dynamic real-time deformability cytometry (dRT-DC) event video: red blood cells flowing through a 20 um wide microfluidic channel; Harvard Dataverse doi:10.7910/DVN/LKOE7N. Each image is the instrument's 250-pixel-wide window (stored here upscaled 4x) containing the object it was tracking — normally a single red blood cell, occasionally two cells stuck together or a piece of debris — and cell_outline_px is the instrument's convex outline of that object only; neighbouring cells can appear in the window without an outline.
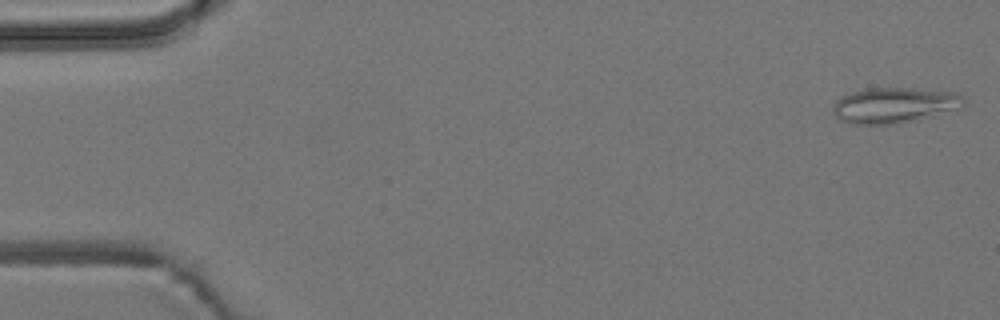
{"species": "common noctule bat (a hibernating species)", "species_latin": "Nyctalus noctula", "temperature_condition": "room temperature", "stored_images_in_passage": 5, "camera_frame_rate_fps": 3000, "um_per_image_px": 0.085, "animal": {"sex": "male", "body_mass_g": 19.2, "forearm_length_mm": 51.8}, "frame": {"image": 1, "passage_image": 1, "time_ms": 0.0, "image_size_px": [1000, 320], "cell_outline_px": [[964, 104], [960, 108], [896, 124], [852, 124], [840, 120], [836, 116], [832, 108], [836, 100], [852, 92], [868, 88], [912, 88], [956, 92], [964, 96]], "centroid_in_image_um": [76.01, 8.93], "position_along_channel_um": 9.0, "area_um2": 26.82}}